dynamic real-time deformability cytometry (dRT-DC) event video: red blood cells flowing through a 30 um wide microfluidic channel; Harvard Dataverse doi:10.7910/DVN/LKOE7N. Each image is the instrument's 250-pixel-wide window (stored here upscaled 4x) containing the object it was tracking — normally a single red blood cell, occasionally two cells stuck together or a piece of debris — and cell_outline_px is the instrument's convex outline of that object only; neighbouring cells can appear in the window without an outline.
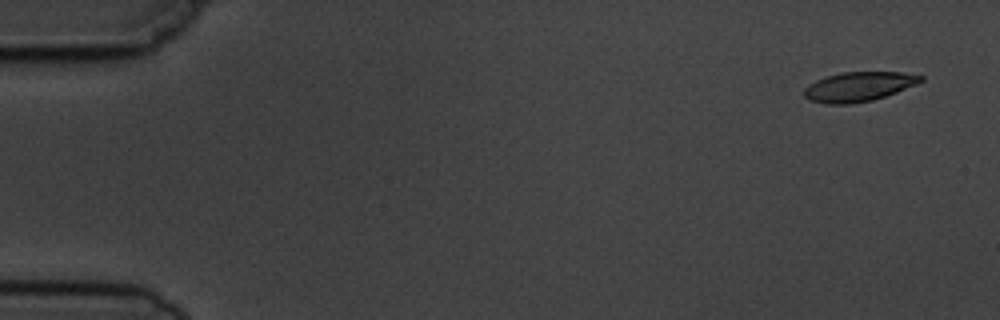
{"species": "common noctule bat (a hibernating species)", "species_latin": "Nyctalus noctula", "temperature_condition": "cold", "stored_images_in_passage": 3, "camera_frame_rate_fps": 3000, "um_per_image_px": 0.085, "animal": {"sex": "male", "body_mass_g": 19.5, "forearm_length_mm": 54.6}, "frame": {"image": 1, "passage_image": 1, "time_ms": 0.0, "image_size_px": [1000, 320], "cell_outline_px": [[924, 80], [916, 84], [896, 92], [872, 100], [848, 104], [824, 104], [808, 100], [804, 96], [804, 88], [808, 84], [824, 76], [840, 72], [900, 72], [924, 76]], "centroid_in_image_um": [72.93, 7.36], "position_along_channel_um": 12.1, "area_um2": 20.11}}